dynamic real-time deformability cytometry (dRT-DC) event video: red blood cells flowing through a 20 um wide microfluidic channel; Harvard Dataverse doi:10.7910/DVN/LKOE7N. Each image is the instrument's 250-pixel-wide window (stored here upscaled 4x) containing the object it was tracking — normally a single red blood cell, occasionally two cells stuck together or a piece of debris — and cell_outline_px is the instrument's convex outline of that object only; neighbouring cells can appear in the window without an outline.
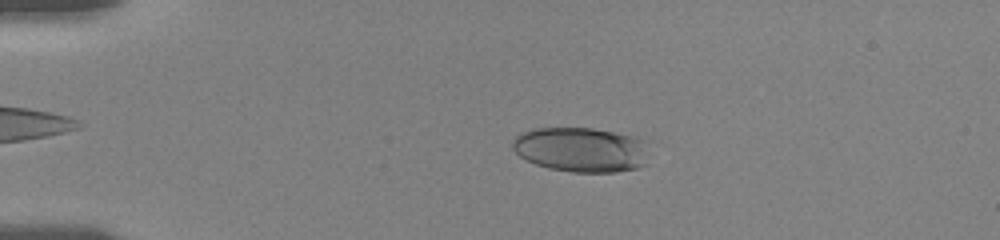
{"species": "human", "species_latin": "Homo sapiens", "temperature_condition": "room temperature", "stored_images_in_passage": 47, "camera_frame_rate_fps": 3000, "um_per_image_px": 0.085, "donor": {"sex": "female"}, "frame": {"image": 1, "passage_image": 12, "time_ms": 4.0, "image_size_px": [1000, 240], "cell_outline_px": [[648, 140], [644, 164], [640, 168], [616, 172], [572, 172], [548, 168], [536, 164], [520, 156], [512, 148], [512, 140], [516, 136], [532, 128], [592, 128], [612, 132]], "centroid_in_image_um": [49.39, 12.72], "position_along_channel_um": 35.6, "area_um2": 35.6}}
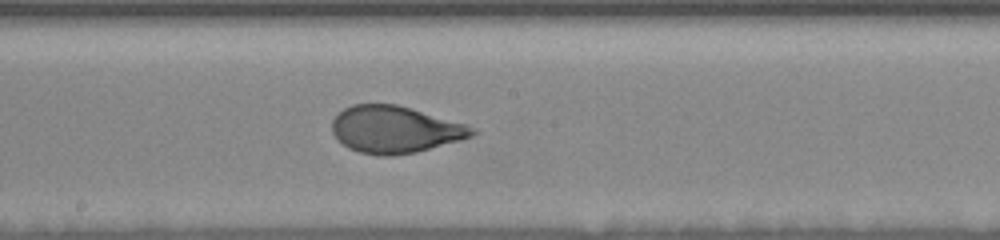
{"frame": {"image": 2, "passage_image": 29, "time_ms": 10.333, "image_size_px": [1000, 240], "cell_outline_px": [[480, 132], [472, 136], [460, 140], [416, 152], [392, 156], [380, 156], [360, 152], [348, 148], [332, 132], [332, 120], [344, 108], [352, 104], [396, 104], [468, 124], [476, 128]], "centroid_in_image_um": [33.61, 11.01], "position_along_channel_um": 214.6, "area_um2": 38.38}}
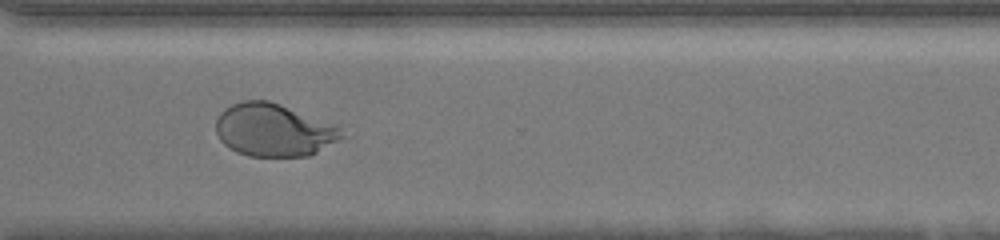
{"frame": {"image": 3, "passage_image": 46, "time_ms": 14.0, "image_size_px": [1000, 240], "cell_outline_px": [[352, 136], [308, 156], [248, 156], [236, 152], [224, 144], [220, 140], [216, 132], [216, 120], [220, 112], [224, 108], [232, 104], [244, 100], [268, 100], [340, 124]], "centroid_in_image_um": [23.4, 11.05], "position_along_channel_um": 347.2, "area_um2": 39.88}}